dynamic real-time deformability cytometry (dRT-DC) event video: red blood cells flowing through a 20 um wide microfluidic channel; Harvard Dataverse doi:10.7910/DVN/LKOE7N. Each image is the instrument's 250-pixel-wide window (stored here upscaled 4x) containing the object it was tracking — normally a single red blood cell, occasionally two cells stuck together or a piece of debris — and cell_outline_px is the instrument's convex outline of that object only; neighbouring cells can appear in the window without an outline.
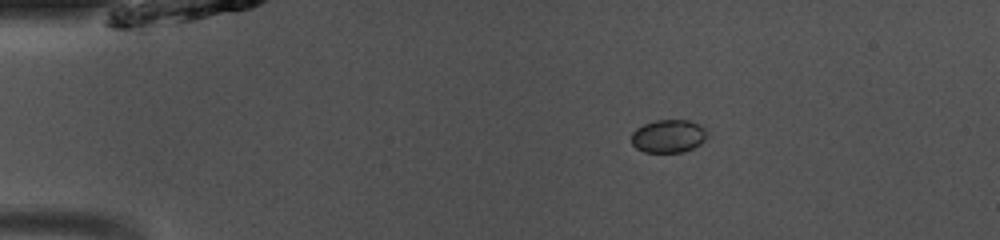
{"species": "common noctule bat (a hibernating species)", "species_latin": "Nyctalus noctula", "temperature_condition": "room temperature", "stored_images_in_passage": 41, "camera_frame_rate_fps": 3000, "um_per_image_px": 0.085, "animal": {"sex": "male", "body_mass_g": 13.0, "forearm_length_mm": 53.1}, "frame": {"image": 1, "passage_image": 1, "time_ms": 0.0, "image_size_px": [1000, 240], "cell_outline_px": [[708, 136], [700, 144], [684, 152], [644, 152], [636, 148], [632, 144], [632, 132], [636, 128], [644, 124], [656, 120], [688, 120], [708, 128]], "centroid_in_image_um": [56.84, 11.57], "position_along_channel_um": 28.2, "area_um2": 14.74}}
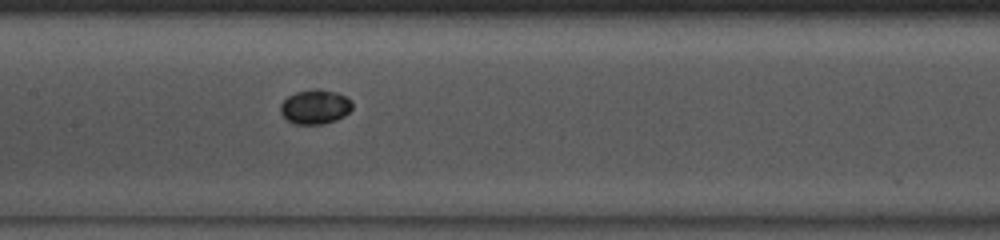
{"frame": {"image": 2, "passage_image": 16, "time_ms": 5.0, "image_size_px": [1000, 240], "cell_outline_px": [[352, 108], [344, 116], [336, 120], [324, 124], [292, 124], [280, 112], [280, 104], [288, 96], [296, 92], [316, 88], [336, 92], [352, 100]], "centroid_in_image_um": [26.78, 9.08], "position_along_channel_um": 180.6, "area_um2": 14.45}}
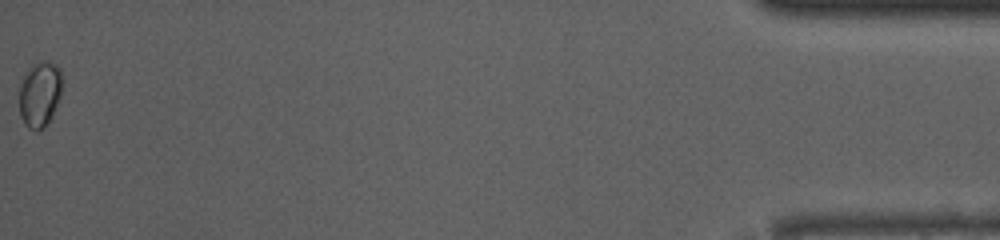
{"frame": {"image": 3, "passage_image": 41, "time_ms": 13.333, "image_size_px": [1000, 240], "cell_outline_px": [[64, 80], [60, 96], [52, 116], [48, 124], [44, 128], [36, 132], [28, 128], [24, 124], [20, 116], [20, 84], [28, 68], [32, 64], [44, 60], [48, 60], [56, 64], [60, 68]], "centroid_in_image_um": [3.41, 7.99], "position_along_channel_um": 431.8, "area_um2": 16.88}}